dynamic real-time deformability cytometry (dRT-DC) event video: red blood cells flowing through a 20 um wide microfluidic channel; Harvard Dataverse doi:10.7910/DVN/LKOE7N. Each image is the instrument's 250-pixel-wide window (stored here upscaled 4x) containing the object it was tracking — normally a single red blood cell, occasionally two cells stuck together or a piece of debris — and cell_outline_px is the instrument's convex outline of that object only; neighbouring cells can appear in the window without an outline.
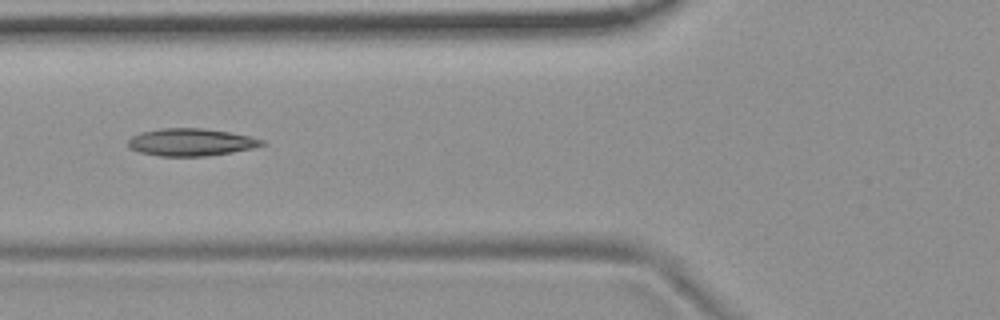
{"species": "common noctule bat (a hibernating species)", "species_latin": "Nyctalus noctula", "temperature_condition": "room temperature", "stored_images_in_passage": 8, "camera_frame_rate_fps": 3000, "um_per_image_px": 0.085, "animal": {"sex": "female", "body_mass_g": 19.9}, "frame": {"image": 1, "passage_image": 6, "time_ms": 1.667, "image_size_px": [1000, 320], "cell_outline_px": [[268, 144], [252, 148], [232, 152], [204, 156], [160, 156], [140, 152], [128, 148], [128, 140], [132, 136], [140, 132], [160, 128], [200, 128], [228, 132], [252, 136], [264, 140]], "centroid_in_image_um": [16.24, 12.08], "position_along_channel_um": 109.6, "area_um2": 21.44}}
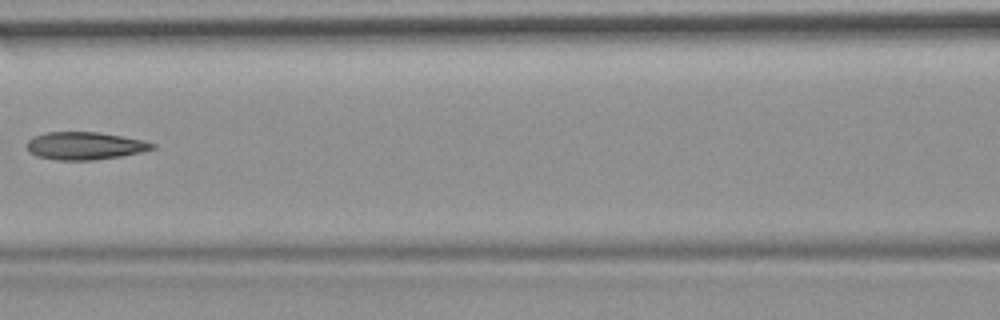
{"frame": {"image": 2, "passage_image": 7, "time_ms": 2.0, "image_size_px": [1000, 320], "cell_outline_px": [[156, 148], [140, 152], [120, 156], [92, 160], [56, 160], [36, 156], [28, 152], [28, 140], [32, 136], [48, 132], [96, 132], [144, 140], [156, 144]], "centroid_in_image_um": [7.19, 12.39], "position_along_channel_um": 159.4, "area_um2": 20.17}}